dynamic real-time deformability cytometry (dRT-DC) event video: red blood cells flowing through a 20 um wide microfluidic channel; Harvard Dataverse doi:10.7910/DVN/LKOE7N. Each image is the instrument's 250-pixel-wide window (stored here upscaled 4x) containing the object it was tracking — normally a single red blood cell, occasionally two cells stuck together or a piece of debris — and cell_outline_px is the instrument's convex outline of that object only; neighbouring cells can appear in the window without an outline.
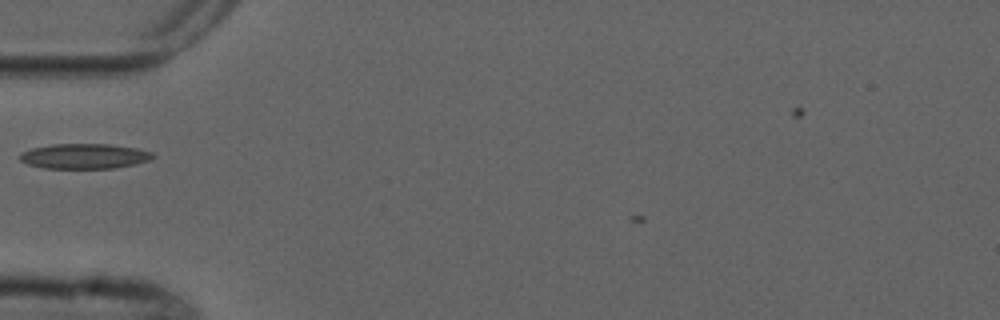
{"species": "common noctule bat (a hibernating species)", "species_latin": "Nyctalus noctula", "temperature_condition": "cold", "stored_images_in_passage": 1, "camera_frame_rate_fps": 3000, "um_per_image_px": 0.085, "animal": {"sex": "male", "forearm_length_mm": 52.5}, "frame": {"image": 1, "passage_image": 1, "time_ms": 0.0, "image_size_px": [1000, 320], "cell_outline_px": [[156, 156], [148, 160], [136, 164], [116, 168], [44, 168], [28, 164], [20, 160], [20, 156], [24, 152], [32, 148], [52, 144], [108, 144], [136, 148], [152, 152]], "centroid_in_image_um": [7.21, 13.27], "position_along_channel_um": 77.8, "area_um2": 19.31}}